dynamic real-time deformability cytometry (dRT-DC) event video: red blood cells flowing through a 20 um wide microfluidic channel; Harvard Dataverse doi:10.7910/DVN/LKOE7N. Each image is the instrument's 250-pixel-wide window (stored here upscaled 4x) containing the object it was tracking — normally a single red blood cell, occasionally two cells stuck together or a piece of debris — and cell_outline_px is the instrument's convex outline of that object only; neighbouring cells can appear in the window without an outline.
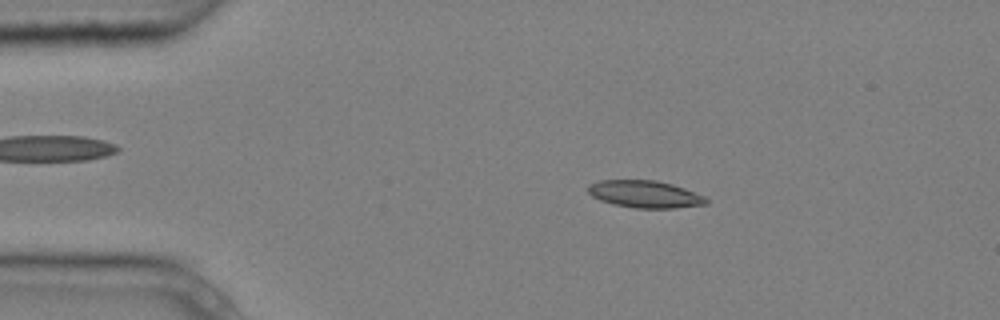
{"species": "common noctule bat (a hibernating species)", "species_latin": "Nyctalus noctula", "temperature_condition": "cold", "stored_images_in_passage": 9, "camera_frame_rate_fps": 3000, "um_per_image_px": 0.085, "animal": {"sex": "male", "body_mass_g": 20.4}, "frame": {"image": 1, "passage_image": 2, "time_ms": 0.333, "image_size_px": [1000, 320], "cell_outline_px": [[708, 204], [672, 208], [636, 208], [612, 204], [600, 200], [592, 196], [588, 192], [588, 184], [600, 180], [656, 180], [672, 184], [684, 188], [704, 196], [708, 200]], "centroid_in_image_um": [54.8, 16.5], "position_along_channel_um": 30.2, "area_um2": 18.73}}
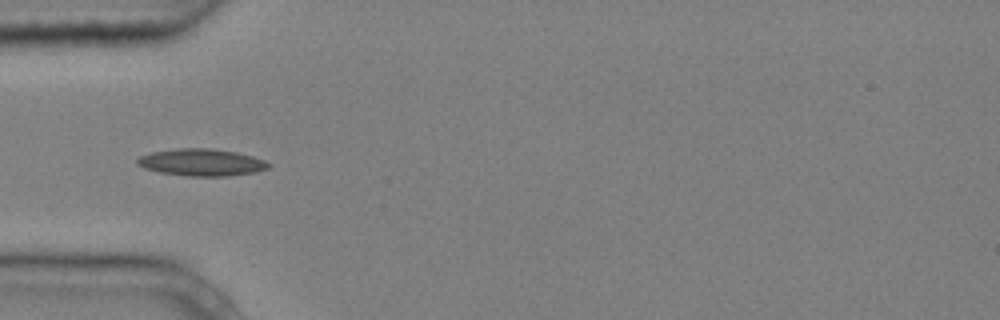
{"frame": {"image": 2, "passage_image": 4, "time_ms": 1.0, "image_size_px": [1000, 320], "cell_outline_px": [[272, 164], [268, 168], [256, 172], [228, 176], [188, 176], [160, 172], [144, 168], [136, 164], [136, 160], [140, 156], [152, 152], [180, 148], [212, 148], [236, 152], [252, 156], [264, 160]], "centroid_in_image_um": [17.14, 13.8], "position_along_channel_um": 67.9, "area_um2": 20.69}}
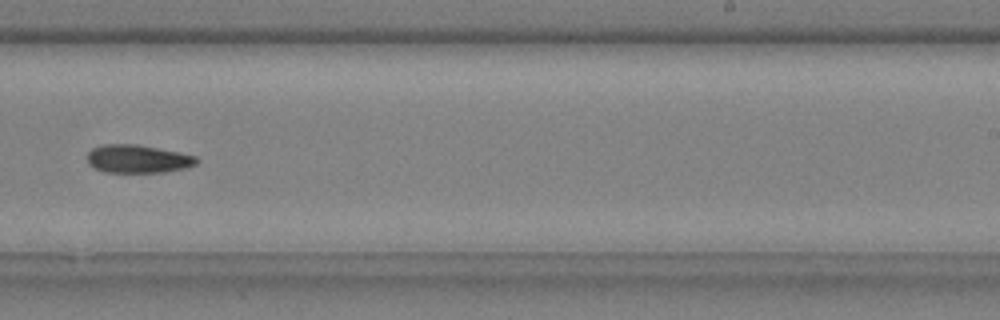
{"frame": {"image": 3, "passage_image": 9, "time_ms": 2.667, "image_size_px": [1000, 320], "cell_outline_px": [[200, 160], [196, 164], [188, 168], [164, 172], [104, 172], [88, 164], [88, 152], [92, 148], [104, 144], [136, 144], [180, 152], [196, 156]], "centroid_in_image_um": [11.75, 13.5], "position_along_channel_um": 277.3, "area_um2": 18.03}}